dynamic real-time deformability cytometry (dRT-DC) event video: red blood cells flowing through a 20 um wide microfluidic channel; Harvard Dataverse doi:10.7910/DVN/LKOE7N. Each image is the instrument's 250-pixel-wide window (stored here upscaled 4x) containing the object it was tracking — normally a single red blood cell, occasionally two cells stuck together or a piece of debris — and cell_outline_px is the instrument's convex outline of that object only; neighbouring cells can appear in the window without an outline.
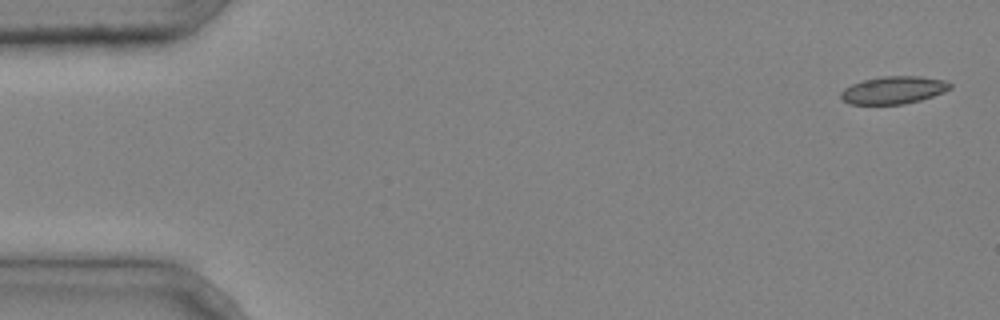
{"species": "common noctule bat (a hibernating species)", "species_latin": "Nyctalus noctula", "temperature_condition": "cold", "stored_images_in_passage": 4, "camera_frame_rate_fps": 3000, "um_per_image_px": 0.085, "animal": {"sex": "male", "body_mass_g": 20.4}, "frame": {"image": 1, "passage_image": 1, "time_ms": 0.0, "image_size_px": [1000, 320], "cell_outline_px": [[952, 88], [944, 92], [920, 100], [904, 104], [848, 104], [840, 96], [840, 92], [844, 88], [852, 84], [864, 80], [884, 76], [920, 76], [944, 80], [952, 84]], "centroid_in_image_um": [75.96, 7.65], "position_along_channel_um": 9.0, "area_um2": 17.51}}
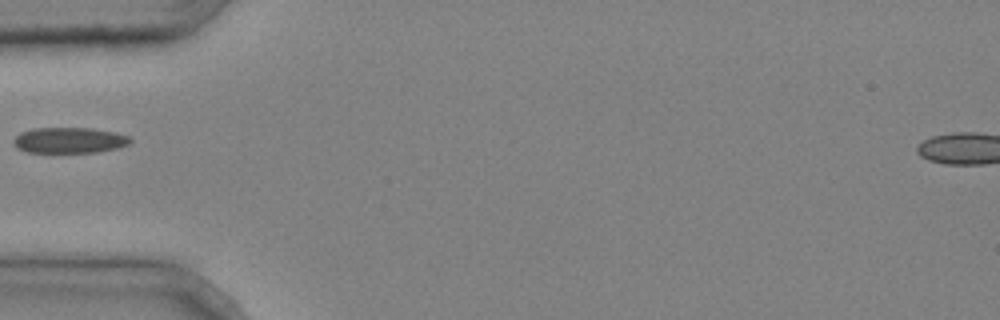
{"frame": {"image": 2, "passage_image": 4, "time_ms": 1.0, "image_size_px": [1000, 320], "cell_outline_px": [[132, 140], [128, 144], [116, 148], [96, 152], [28, 152], [16, 148], [12, 144], [12, 140], [20, 132], [32, 128], [92, 128], [112, 132], [128, 136]], "centroid_in_image_um": [5.82, 11.92], "position_along_channel_um": 79.2, "area_um2": 17.46}}